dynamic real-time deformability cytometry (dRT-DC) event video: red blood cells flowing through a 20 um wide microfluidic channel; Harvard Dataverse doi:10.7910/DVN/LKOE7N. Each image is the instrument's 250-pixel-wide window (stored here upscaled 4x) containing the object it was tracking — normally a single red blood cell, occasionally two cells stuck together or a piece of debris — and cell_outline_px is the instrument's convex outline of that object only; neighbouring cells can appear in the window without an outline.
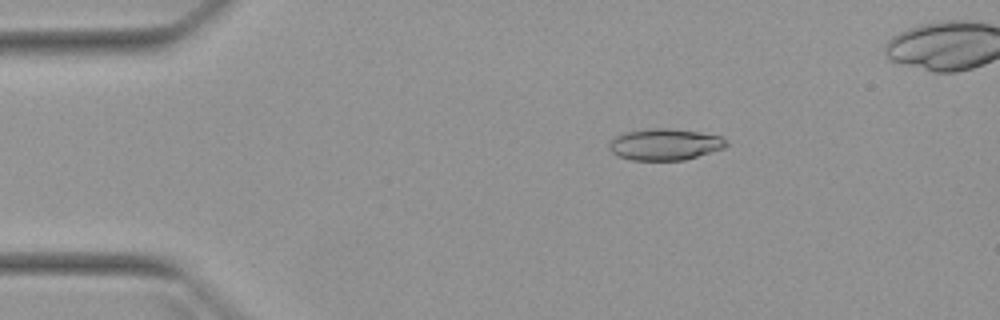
{"species": "Egyptian fruit bat (a non-hibernating species)", "species_latin": "Rousettus aegyptiacus", "temperature_condition": "warm", "stored_images_in_passage": 3, "camera_frame_rate_fps": 3000, "um_per_image_px": 0.085, "animal": {"sex": "female"}, "frame": {"image": 1, "passage_image": 3, "time_ms": 2.333, "image_size_px": [1000, 320], "cell_outline_px": [[728, 144], [724, 148], [684, 160], [632, 160], [620, 156], [612, 152], [608, 148], [608, 144], [616, 136], [628, 132], [652, 128], [668, 128], [700, 132], [720, 136], [728, 140]], "centroid_in_image_um": [56.54, 12.27], "position_along_channel_um": 28.5, "area_um2": 21.33}}